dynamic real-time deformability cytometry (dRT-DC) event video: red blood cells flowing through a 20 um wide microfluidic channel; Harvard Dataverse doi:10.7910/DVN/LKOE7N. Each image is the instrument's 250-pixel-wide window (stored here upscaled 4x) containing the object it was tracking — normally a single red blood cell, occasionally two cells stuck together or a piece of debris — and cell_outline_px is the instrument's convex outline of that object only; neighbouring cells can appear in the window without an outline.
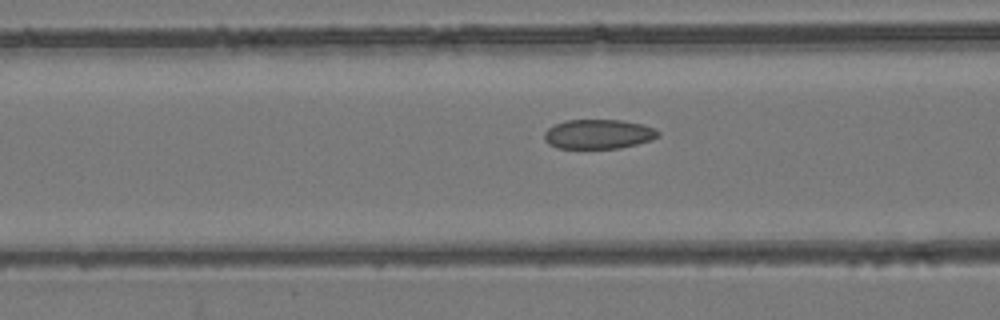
{"species": "common noctule bat (a hibernating species)", "species_latin": "Nyctalus noctula", "temperature_condition": "room temperature", "stored_images_in_passage": 38, "camera_frame_rate_fps": 3000, "um_per_image_px": 0.085, "animal": {"sex": "female", "body_mass_g": 24.6, "forearm_length_mm": 56.2}, "frame": {"image": 1, "passage_image": 14, "time_ms": 4.333, "image_size_px": [1000, 320], "cell_outline_px": [[660, 136], [652, 140], [620, 148], [556, 148], [548, 144], [544, 140], [544, 132], [548, 128], [564, 120], [620, 120], [644, 124], [660, 132]], "centroid_in_image_um": [50.86, 11.4], "position_along_channel_um": 115.7, "area_um2": 19.65}}
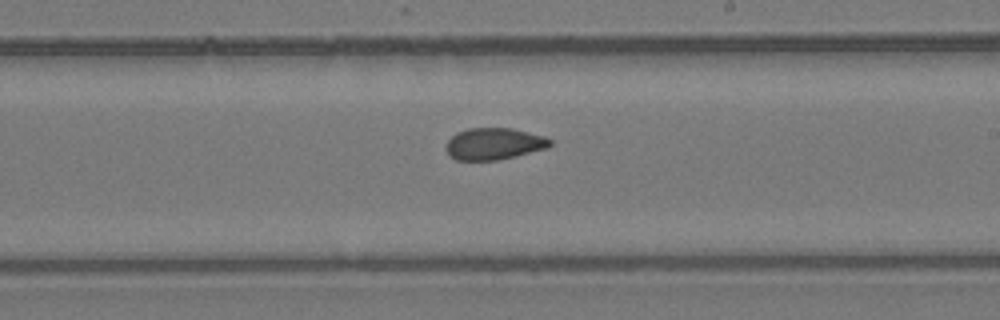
{"frame": {"image": 2, "passage_image": 24, "time_ms": 7.667, "image_size_px": [1000, 320], "cell_outline_px": [[552, 144], [548, 148], [516, 156], [496, 160], [456, 160], [448, 156], [444, 148], [448, 140], [456, 132], [468, 128], [512, 128], [544, 136], [552, 140]], "centroid_in_image_um": [41.96, 12.22], "position_along_channel_um": 247.0, "area_um2": 19.48}}
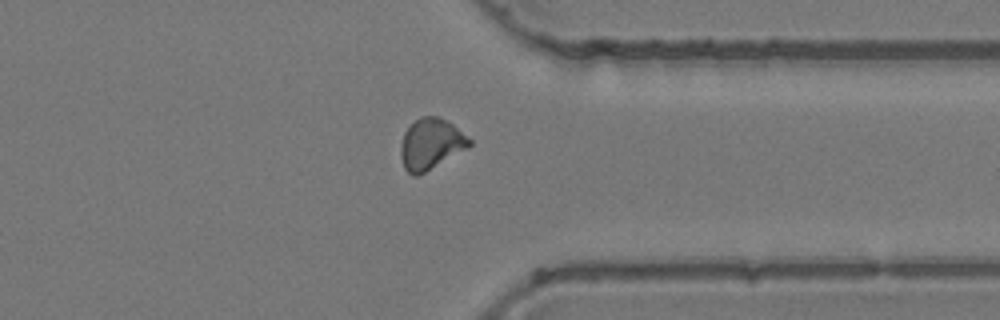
{"frame": {"image": 3, "passage_image": 34, "time_ms": 11.0, "image_size_px": [1000, 320], "cell_outline_px": [[472, 144], [468, 148], [424, 172], [416, 176], [412, 176], [404, 168], [400, 156], [400, 148], [404, 132], [420, 116], [436, 116], [452, 124], [472, 140]], "centroid_in_image_um": [36.61, 12.24], "position_along_channel_um": 374.8, "area_um2": 20.11}, "authors_computed_cell_mechanics": {"area_um2": 20.0566, "velocity_mm_per_s": 3.9372, "shape_relaxation_time_tau1_ms": null, "shape_relaxation_time_tau2_ms": 1.7832, "deformation_change_tau1": null, "deformation_change_tau2": 0.0736}}